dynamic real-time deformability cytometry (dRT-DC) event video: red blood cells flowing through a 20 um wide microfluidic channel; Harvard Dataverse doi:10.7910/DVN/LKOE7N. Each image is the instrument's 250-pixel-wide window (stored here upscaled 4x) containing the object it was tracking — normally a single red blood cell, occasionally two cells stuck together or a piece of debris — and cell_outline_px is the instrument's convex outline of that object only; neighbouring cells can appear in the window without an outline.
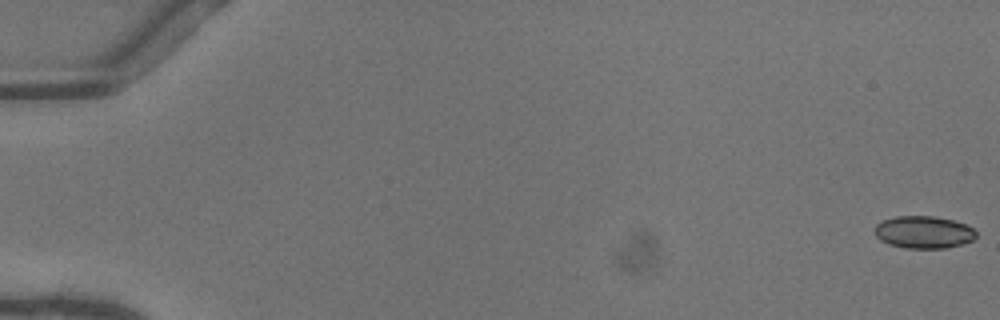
{"species": "common noctule bat (a hibernating species)", "species_latin": "Nyctalus noctula", "temperature_condition": "warm", "stored_images_in_passage": 52, "camera_frame_rate_fps": 3000, "um_per_image_px": 0.085, "animal": {"sex": "female"}, "frame": {"image": 1, "passage_image": 1, "time_ms": 0.0, "image_size_px": [1000, 320], "cell_outline_px": [[976, 236], [972, 240], [964, 244], [944, 248], [904, 248], [888, 244], [880, 240], [876, 236], [876, 224], [880, 220], [896, 216], [936, 216], [968, 224], [976, 232]], "centroid_in_image_um": [78.51, 19.73], "position_along_channel_um": 6.5, "area_um2": 19.31}}
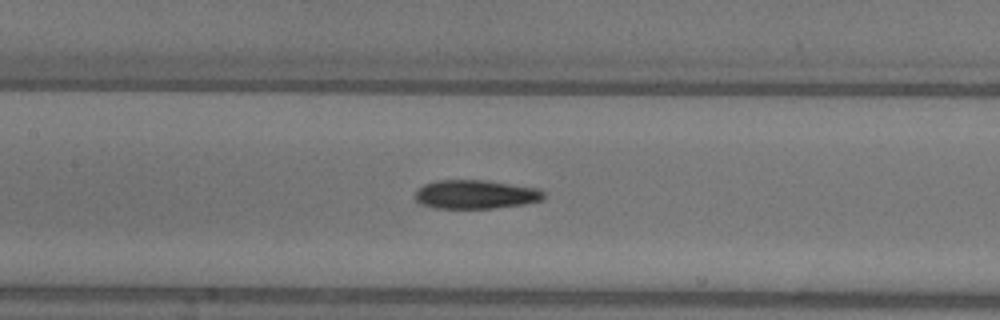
{"frame": {"image": 2, "passage_image": 26, "time_ms": 8.333, "image_size_px": [1000, 320], "cell_outline_px": [[544, 196], [540, 200], [524, 204], [492, 208], [436, 208], [420, 204], [416, 200], [416, 192], [424, 184], [440, 180], [484, 180], [536, 188], [544, 192]], "centroid_in_image_um": [40.4, 16.53], "position_along_channel_um": 167.0, "area_um2": 21.27}}
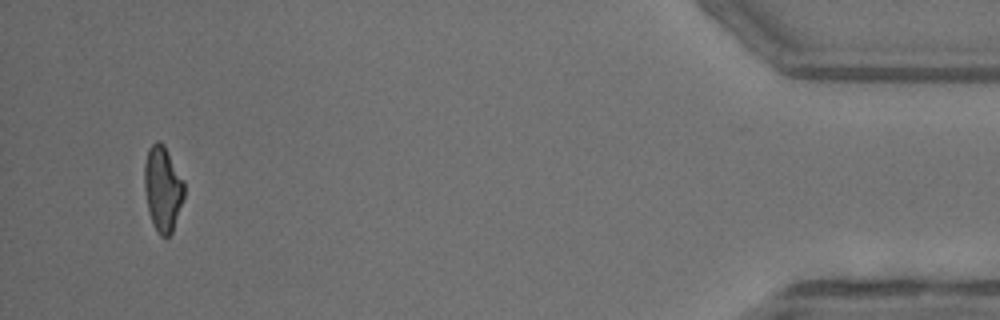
{"frame": {"image": 3, "passage_image": 50, "time_ms": 16.333, "image_size_px": [1000, 320], "cell_outline_px": [[184, 196], [172, 232], [168, 236], [160, 236], [156, 232], [148, 208], [144, 188], [144, 164], [148, 148], [152, 144], [160, 140], [164, 144], [184, 180]], "centroid_in_image_um": [13.83, 16.0], "position_along_channel_um": 421.4, "area_um2": 19.71}, "authors_computed_cell_mechanics": {"area_um2": 20.9525, "velocity_mm_per_s": 4.1196, "shape_relaxation_time_tau1_ms": 3.8685, "shape_relaxation_time_tau2_ms": 5.5512, "deformation_change_tau1": 0.1327, "deformation_change_tau2": 0.2001}}